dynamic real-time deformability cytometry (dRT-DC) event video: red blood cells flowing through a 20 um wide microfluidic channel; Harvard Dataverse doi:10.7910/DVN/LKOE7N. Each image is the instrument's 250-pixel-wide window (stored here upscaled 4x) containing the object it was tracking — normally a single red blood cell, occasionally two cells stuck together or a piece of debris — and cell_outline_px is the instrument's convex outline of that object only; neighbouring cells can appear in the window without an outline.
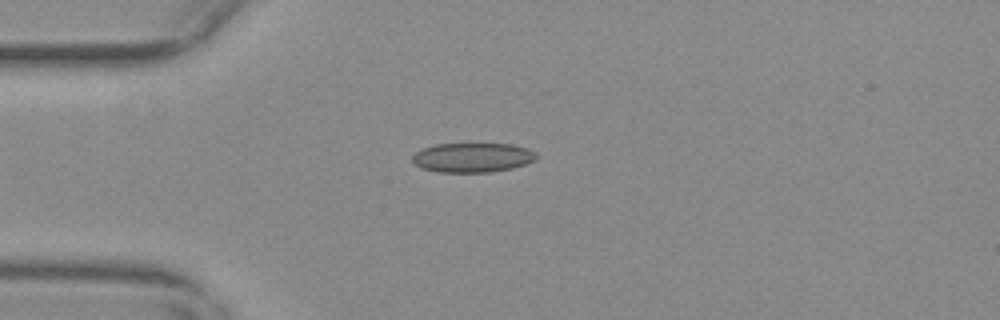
{"species": "common noctule bat (a hibernating species)", "species_latin": "Nyctalus noctula", "temperature_condition": "warm", "stored_images_in_passage": 44, "camera_frame_rate_fps": 3000, "um_per_image_px": 0.085, "animal": {"sex": "female", "body_mass_g": 29.2, "forearm_length_mm": 56.3}, "frame": {"image": 1, "passage_image": 3, "time_ms": 0.667, "image_size_px": [1000, 320], "cell_outline_px": [[536, 160], [512, 168], [492, 172], [436, 172], [420, 168], [412, 160], [412, 156], [420, 148], [436, 144], [512, 144], [528, 148], [536, 152]], "centroid_in_image_um": [40.15, 13.39], "position_along_channel_um": 44.9, "area_um2": 21.44}}
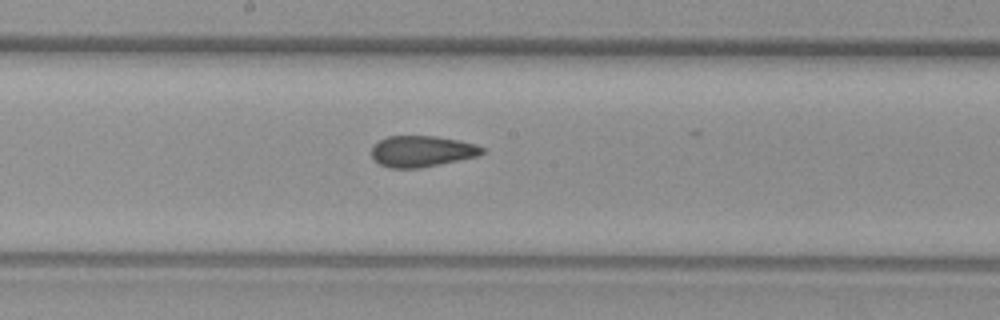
{"frame": {"image": 2, "passage_image": 18, "time_ms": 5.667, "image_size_px": [1000, 320], "cell_outline_px": [[484, 152], [476, 156], [420, 168], [388, 168], [372, 160], [372, 144], [388, 136], [436, 136], [460, 140], [476, 144], [484, 148]], "centroid_in_image_um": [35.82, 12.85], "position_along_channel_um": 212.4, "area_um2": 20.11}}
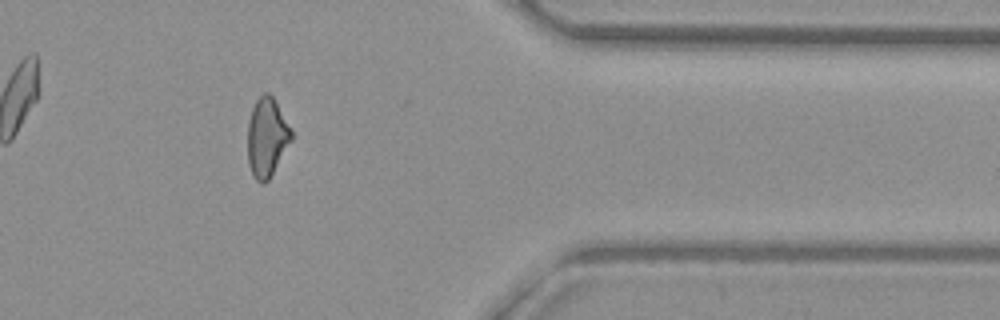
{"frame": {"image": 3, "passage_image": 34, "time_ms": 11.0, "image_size_px": [1000, 320], "cell_outline_px": [[292, 140], [268, 180], [264, 184], [260, 184], [252, 176], [248, 164], [248, 120], [252, 108], [256, 100], [264, 92], [268, 92], [272, 96], [292, 128]], "centroid_in_image_um": [22.68, 11.68], "position_along_channel_um": 388.7, "area_um2": 20.23}, "authors_computed_cell_mechanics": {"area_um2": 20.5768, "velocity_mm_per_s": 3.7041, "shape_relaxation_time_tau1_ms": null, "shape_relaxation_time_tau2_ms": 2.0888, "deformation_change_tau1": null, "deformation_change_tau2": 0.0893}}